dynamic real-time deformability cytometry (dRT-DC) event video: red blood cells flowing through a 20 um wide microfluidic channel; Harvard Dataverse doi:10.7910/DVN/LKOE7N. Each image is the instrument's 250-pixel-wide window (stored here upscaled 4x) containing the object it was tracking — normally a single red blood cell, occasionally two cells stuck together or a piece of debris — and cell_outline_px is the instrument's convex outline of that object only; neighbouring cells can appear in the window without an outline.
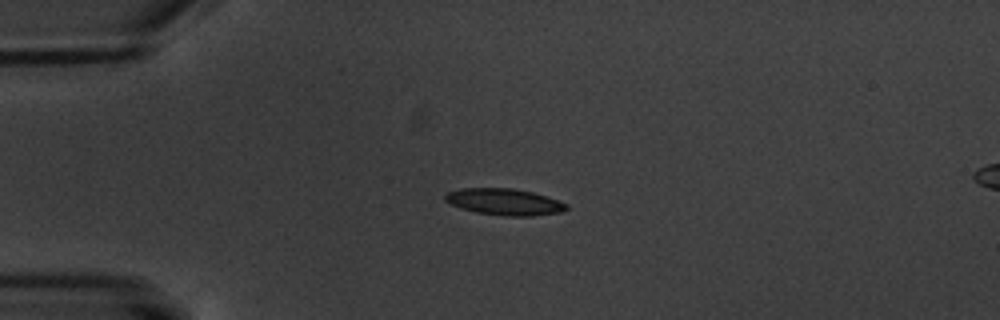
{"species": "common noctule bat (a hibernating species)", "species_latin": "Nyctalus noctula", "temperature_condition": "warm", "stored_images_in_passage": 5, "segment_of_instrument_passage": [1, 2], "camera_frame_rate_fps": 3000, "um_per_image_px": 0.085, "animal": {"sex": "male", "body_mass_g": 20.1, "forearm_length_mm": 53.5}, "frame": {"image": 1, "passage_image": 3, "time_ms": 3.333, "image_size_px": [1000, 320], "cell_outline_px": [[568, 208], [564, 212], [532, 216], [504, 216], [476, 212], [460, 208], [444, 200], [444, 196], [448, 192], [460, 188], [512, 188], [532, 192], [568, 204]], "centroid_in_image_um": [42.87, 17.16], "position_along_channel_um": 42.1, "area_um2": 18.73}}